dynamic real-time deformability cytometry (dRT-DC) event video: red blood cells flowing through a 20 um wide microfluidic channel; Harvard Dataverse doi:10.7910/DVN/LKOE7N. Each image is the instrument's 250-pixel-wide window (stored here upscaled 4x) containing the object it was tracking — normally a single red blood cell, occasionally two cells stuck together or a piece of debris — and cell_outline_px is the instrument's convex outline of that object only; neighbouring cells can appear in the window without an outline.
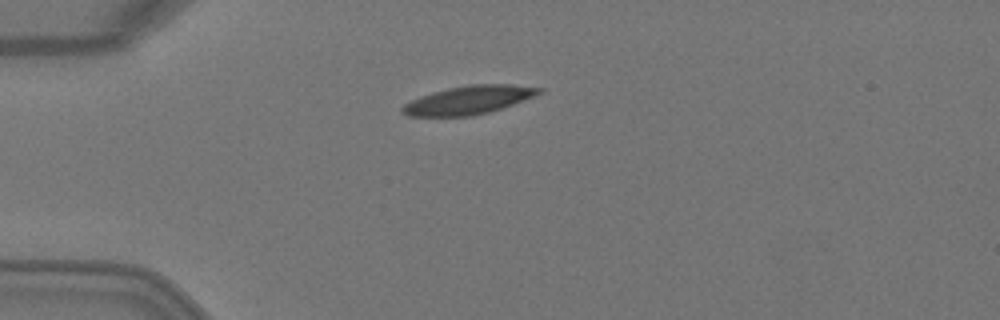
{"species": "Egyptian fruit bat (a non-hibernating species)", "species_latin": "Rousettus aegyptiacus", "temperature_condition": "warm", "stored_images_in_passage": 3, "camera_frame_rate_fps": 3000, "um_per_image_px": 0.085, "animal": {"sex": "female"}, "frame": {"image": 1, "passage_image": 1, "time_ms": 0.0, "image_size_px": [1000, 320], "cell_outline_px": [[544, 92], [512, 104], [488, 112], [472, 116], [408, 116], [400, 112], [400, 108], [404, 104], [420, 96], [432, 92], [448, 88], [468, 84], [512, 84], [544, 88]], "centroid_in_image_um": [39.82, 8.49], "position_along_channel_um": 45.2, "area_um2": 22.6}}